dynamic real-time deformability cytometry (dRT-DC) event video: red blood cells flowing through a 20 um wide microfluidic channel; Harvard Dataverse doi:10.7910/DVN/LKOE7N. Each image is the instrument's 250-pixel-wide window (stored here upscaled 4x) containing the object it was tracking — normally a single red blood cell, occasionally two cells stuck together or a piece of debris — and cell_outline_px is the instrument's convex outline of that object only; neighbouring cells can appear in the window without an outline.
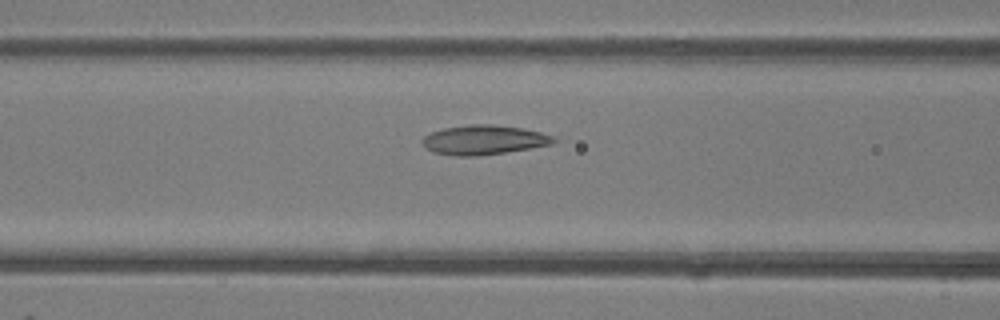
{"species": "common noctule bat (a hibernating species)", "species_latin": "Nyctalus noctula", "temperature_condition": "room temperature", "stored_images_in_passage": 48, "camera_frame_rate_fps": 3000, "um_per_image_px": 0.085, "animal": {"sex": "female"}, "frame": {"image": 1, "passage_image": 20, "time_ms": 6.333, "image_size_px": [1000, 320], "cell_outline_px": [[564, 140], [552, 144], [532, 148], [476, 156], [456, 156], [432, 152], [424, 148], [420, 144], [420, 140], [424, 136], [432, 132], [444, 128], [468, 124], [492, 124], [524, 128], [560, 136]], "centroid_in_image_um": [41.2, 11.88], "position_along_channel_um": 125.4, "area_um2": 23.24}}
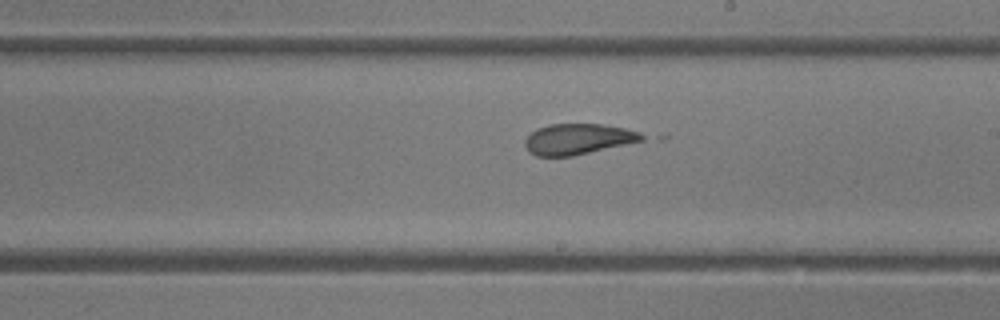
{"frame": {"image": 2, "passage_image": 28, "time_ms": 9.0, "image_size_px": [1000, 320], "cell_outline_px": [[648, 136], [644, 140], [572, 156], [536, 156], [528, 152], [524, 144], [524, 140], [536, 128], [548, 124], [600, 124], [624, 128], [640, 132]], "centroid_in_image_um": [49.12, 11.82], "position_along_channel_um": 239.9, "area_um2": 20.98}}
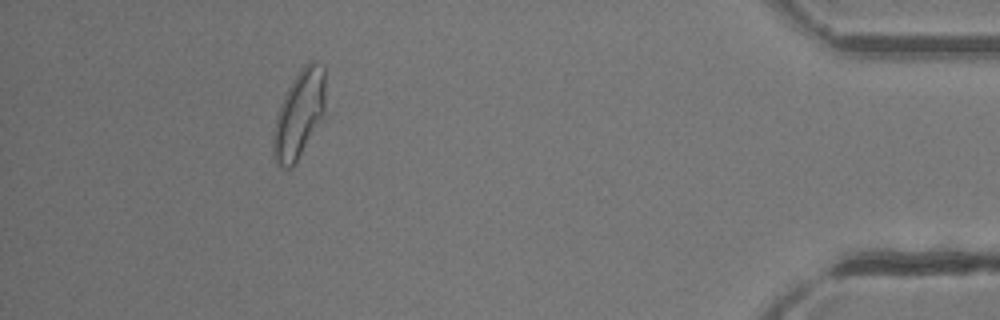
{"frame": {"image": 3, "passage_image": 44, "time_ms": 14.333, "image_size_px": [1000, 320], "cell_outline_px": [[332, 112], [292, 168], [284, 168], [276, 164], [272, 156], [272, 136], [276, 116], [280, 104], [288, 88], [300, 68], [308, 60], [316, 60], [324, 64]], "centroid_in_image_um": [25.58, 9.68], "position_along_channel_um": 409.6, "area_um2": 29.42}, "authors_computed_cell_mechanics": {"area_um2": 23.5246, "velocity_mm_per_s": 4.3042, "shape_relaxation_time_tau1_ms": null, "shape_relaxation_time_tau2_ms": 1.161, "deformation_change_tau1": null, "deformation_change_tau2": 0.0914}}